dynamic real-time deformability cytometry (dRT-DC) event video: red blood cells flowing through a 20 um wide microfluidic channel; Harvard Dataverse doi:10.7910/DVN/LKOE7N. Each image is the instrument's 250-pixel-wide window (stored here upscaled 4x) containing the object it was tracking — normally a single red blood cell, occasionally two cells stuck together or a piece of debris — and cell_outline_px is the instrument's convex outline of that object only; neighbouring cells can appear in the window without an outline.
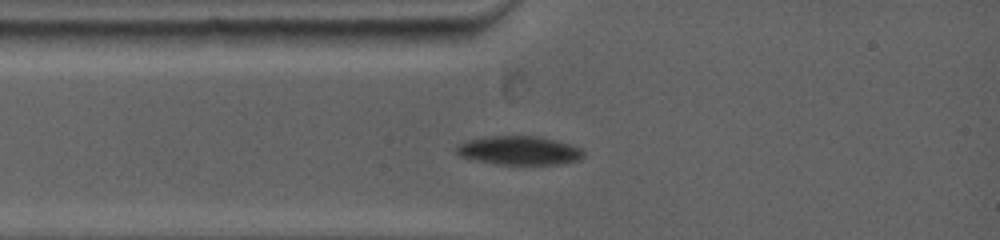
{"species": "common noctule bat (a hibernating species)", "species_latin": "Nyctalus noctula", "temperature_condition": "warm", "stored_images_in_passage": 38, "camera_frame_rate_fps": 5000, "um_per_image_px": 0.085, "animal": {"sex": "female", "body_mass_g": 19.0, "forearm_length_mm": 53.3}, "frame": {"image": 1, "passage_image": 1, "time_ms": 0.0, "image_size_px": [1000, 240], "cell_outline_px": [[580, 156], [572, 160], [548, 164], [500, 164], [464, 156], [460, 152], [460, 148], [464, 144], [472, 140], [500, 136], [536, 136], [564, 144], [576, 148], [580, 152]], "centroid_in_image_um": [44.13, 12.79], "position_along_channel_um": 40.9, "area_um2": 19.13}}
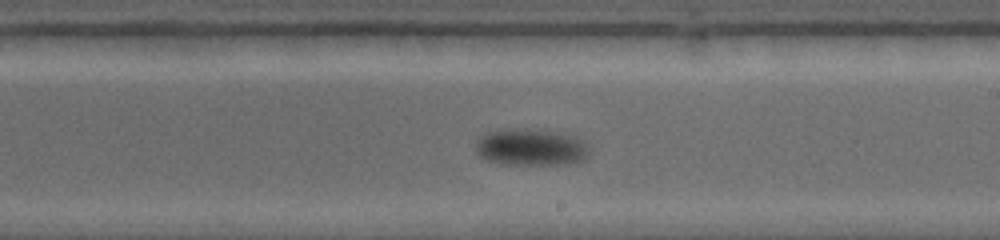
{"frame": {"image": 2, "passage_image": 17, "time_ms": 5.6, "image_size_px": [1000, 240], "cell_outline_px": [[580, 156], [576, 160], [556, 164], [504, 164], [492, 160], [484, 156], [480, 152], [476, 144], [488, 132], [496, 128], [512, 128], [548, 132], [564, 136], [580, 144]], "centroid_in_image_um": [44.86, 12.5], "position_along_channel_um": 244.1, "area_um2": 21.73}}
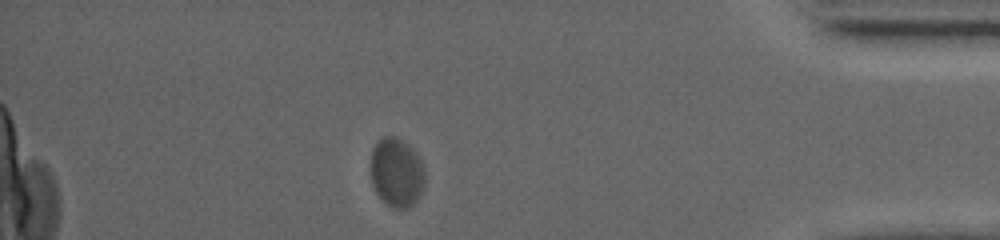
{"frame": {"image": 3, "passage_image": 33, "time_ms": 11.2, "image_size_px": [1000, 240], "cell_outline_px": [[424, 180], [420, 192], [416, 200], [412, 204], [404, 208], [392, 208], [376, 192], [372, 184], [372, 148], [384, 136], [396, 136], [408, 144], [416, 152], [424, 164]], "centroid_in_image_um": [33.73, 14.62], "position_along_channel_um": 401.5, "area_um2": 21.44}}